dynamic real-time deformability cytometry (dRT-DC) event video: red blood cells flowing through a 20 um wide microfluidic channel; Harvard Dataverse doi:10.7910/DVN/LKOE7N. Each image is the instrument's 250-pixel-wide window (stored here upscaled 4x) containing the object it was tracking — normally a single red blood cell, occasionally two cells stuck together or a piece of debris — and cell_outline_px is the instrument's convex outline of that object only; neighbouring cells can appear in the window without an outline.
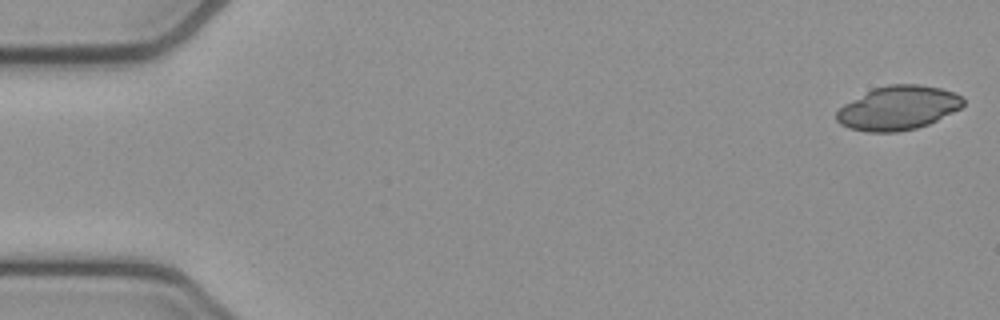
{"species": "common noctule bat (a hibernating species)", "species_latin": "Nyctalus noctula", "temperature_condition": "cold", "stored_images_in_passage": 49, "camera_frame_rate_fps": 3000, "um_per_image_px": 0.085, "animal": {"sex": "female", "body_mass_g": 21.9}, "frame": {"image": 1, "passage_image": 1, "time_ms": 0.0, "image_size_px": [1000, 320], "cell_outline_px": [[964, 104], [960, 108], [928, 124], [916, 128], [896, 132], [868, 132], [848, 128], [840, 124], [836, 120], [836, 112], [844, 104], [872, 88], [888, 84], [920, 84], [940, 88], [956, 92], [964, 100]], "centroid_in_image_um": [76.32, 9.17], "position_along_channel_um": 8.7, "area_um2": 32.48}}
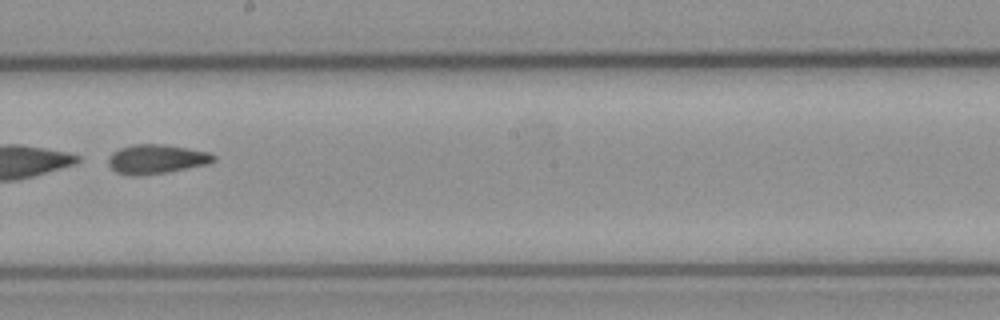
{"frame": {"image": 2, "passage_image": 30, "time_ms": 9.667, "image_size_px": [1000, 320], "cell_outline_px": [[216, 160], [208, 164], [168, 172], [140, 176], [128, 176], [116, 172], [108, 164], [108, 156], [112, 152], [120, 148], [132, 144], [164, 144], [208, 152], [216, 156]], "centroid_in_image_um": [13.27, 13.53], "position_along_channel_um": 234.9, "area_um2": 18.15}}